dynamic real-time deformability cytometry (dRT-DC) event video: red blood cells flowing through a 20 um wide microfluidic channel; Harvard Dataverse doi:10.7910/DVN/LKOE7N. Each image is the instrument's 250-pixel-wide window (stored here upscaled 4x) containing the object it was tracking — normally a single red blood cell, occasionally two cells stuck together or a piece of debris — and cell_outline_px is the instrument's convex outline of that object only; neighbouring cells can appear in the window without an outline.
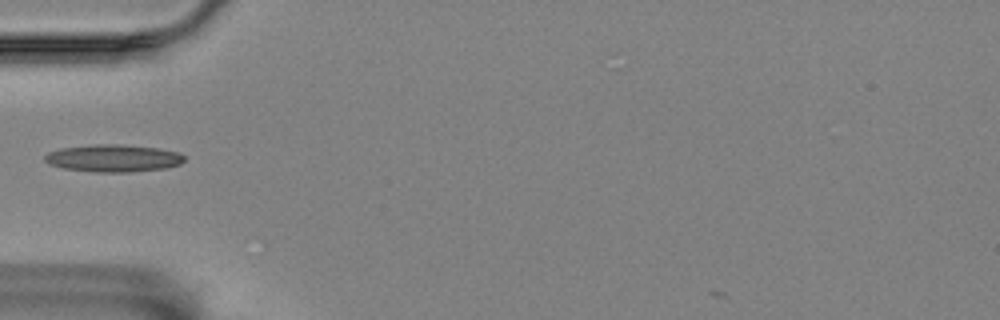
{"species": "Egyptian fruit bat (a non-hibernating species)", "species_latin": "Rousettus aegyptiacus", "temperature_condition": "room temperature", "stored_images_in_passage": 38, "camera_frame_rate_fps": 3000, "um_per_image_px": 0.085, "animal": {"sex": "female"}, "frame": {"image": 1, "passage_image": 1, "time_ms": 0.0, "image_size_px": [1000, 320], "cell_outline_px": [[184, 160], [180, 164], [168, 168], [132, 172], [92, 172], [64, 168], [48, 164], [44, 160], [44, 156], [48, 152], [60, 148], [96, 144], [116, 144], [160, 148], [176, 152], [184, 156]], "centroid_in_image_um": [9.62, 13.45], "position_along_channel_um": 75.4, "area_um2": 22.37}}
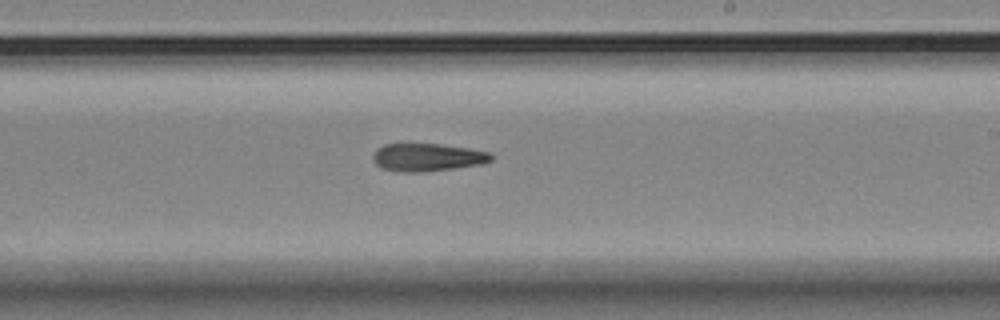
{"frame": {"image": 2, "passage_image": 16, "time_ms": 5.0, "image_size_px": [1000, 320], "cell_outline_px": [[492, 160], [480, 164], [452, 168], [420, 172], [400, 172], [380, 168], [372, 160], [372, 156], [376, 148], [384, 144], [440, 144], [468, 148], [488, 152], [492, 156]], "centroid_in_image_um": [36.26, 13.37], "position_along_channel_um": 252.7, "area_um2": 19.07}}
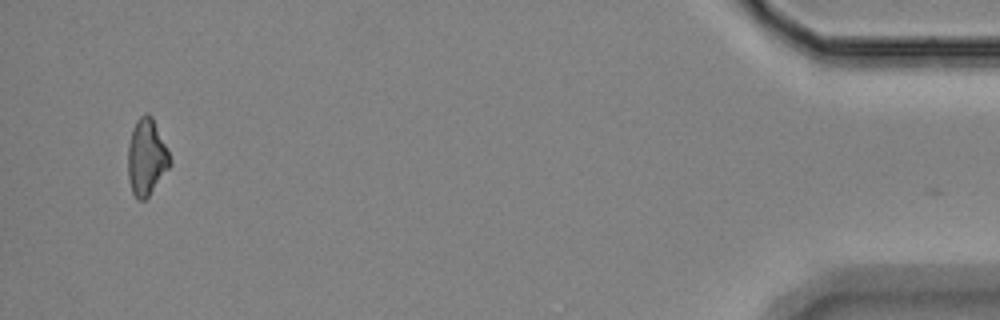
{"frame": {"image": 3, "passage_image": 37, "time_ms": 12.0, "image_size_px": [1000, 320], "cell_outline_px": [[172, 164], [148, 196], [144, 200], [136, 200], [132, 192], [128, 176], [128, 144], [136, 120], [144, 112], [148, 112], [152, 116], [172, 160]], "centroid_in_image_um": [12.45, 13.35], "position_along_channel_um": 422.7, "area_um2": 18.67}}